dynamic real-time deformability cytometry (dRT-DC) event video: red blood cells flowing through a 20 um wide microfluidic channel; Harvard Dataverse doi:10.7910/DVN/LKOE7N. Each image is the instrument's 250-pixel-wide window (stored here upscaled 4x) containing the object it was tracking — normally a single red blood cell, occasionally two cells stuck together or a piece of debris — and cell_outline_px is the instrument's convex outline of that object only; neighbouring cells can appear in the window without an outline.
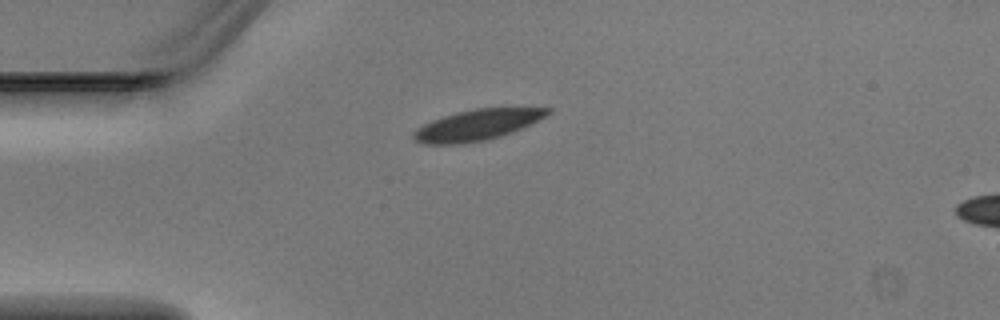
{"species": "Egyptian fruit bat (a non-hibernating species)", "species_latin": "Rousettus aegyptiacus", "temperature_condition": "warm", "stored_images_in_passage": 2, "camera_frame_rate_fps": 3000, "um_per_image_px": 0.085, "animal": {"sex": "male"}, "frame": {"image": 1, "passage_image": 1, "time_ms": 0.0, "image_size_px": [1000, 320], "cell_outline_px": [[552, 112], [532, 124], [512, 132], [500, 136], [484, 140], [460, 144], [424, 144], [412, 140], [412, 132], [416, 128], [432, 120], [456, 112], [472, 108], [552, 108]], "centroid_in_image_um": [40.53, 10.62], "position_along_channel_um": 44.5, "area_um2": 24.16}}